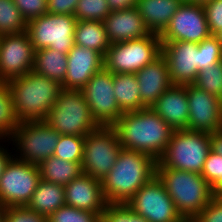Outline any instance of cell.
Segmentation results:
<instances>
[{"label":"cell","instance_id":"obj_1","mask_svg":"<svg viewBox=\"0 0 222 222\" xmlns=\"http://www.w3.org/2000/svg\"><path fill=\"white\" fill-rule=\"evenodd\" d=\"M113 127L123 149L144 153L157 162L174 131L151 107L123 113Z\"/></svg>","mask_w":222,"mask_h":222},{"label":"cell","instance_id":"obj_2","mask_svg":"<svg viewBox=\"0 0 222 222\" xmlns=\"http://www.w3.org/2000/svg\"><path fill=\"white\" fill-rule=\"evenodd\" d=\"M156 164V160L144 153L122 148L116 163L101 180L106 202L126 203L156 176Z\"/></svg>","mask_w":222,"mask_h":222},{"label":"cell","instance_id":"obj_3","mask_svg":"<svg viewBox=\"0 0 222 222\" xmlns=\"http://www.w3.org/2000/svg\"><path fill=\"white\" fill-rule=\"evenodd\" d=\"M156 176L186 222H192L215 196L210 184L199 173L156 164Z\"/></svg>","mask_w":222,"mask_h":222},{"label":"cell","instance_id":"obj_4","mask_svg":"<svg viewBox=\"0 0 222 222\" xmlns=\"http://www.w3.org/2000/svg\"><path fill=\"white\" fill-rule=\"evenodd\" d=\"M7 84L19 122L45 120L61 89L56 81L34 71L9 80Z\"/></svg>","mask_w":222,"mask_h":222},{"label":"cell","instance_id":"obj_5","mask_svg":"<svg viewBox=\"0 0 222 222\" xmlns=\"http://www.w3.org/2000/svg\"><path fill=\"white\" fill-rule=\"evenodd\" d=\"M44 121L60 135L82 137L100 126L92 117L82 91L63 88Z\"/></svg>","mask_w":222,"mask_h":222},{"label":"cell","instance_id":"obj_6","mask_svg":"<svg viewBox=\"0 0 222 222\" xmlns=\"http://www.w3.org/2000/svg\"><path fill=\"white\" fill-rule=\"evenodd\" d=\"M210 151V134L189 129L174 130L159 162L164 167L201 174Z\"/></svg>","mask_w":222,"mask_h":222},{"label":"cell","instance_id":"obj_7","mask_svg":"<svg viewBox=\"0 0 222 222\" xmlns=\"http://www.w3.org/2000/svg\"><path fill=\"white\" fill-rule=\"evenodd\" d=\"M162 54L160 35L110 44L104 55V68L113 74L137 73Z\"/></svg>","mask_w":222,"mask_h":222},{"label":"cell","instance_id":"obj_8","mask_svg":"<svg viewBox=\"0 0 222 222\" xmlns=\"http://www.w3.org/2000/svg\"><path fill=\"white\" fill-rule=\"evenodd\" d=\"M60 134L44 120L19 122L8 141H13L18 153L14 158L39 165L53 156ZM19 149V150H18ZM19 155V156H17Z\"/></svg>","mask_w":222,"mask_h":222},{"label":"cell","instance_id":"obj_9","mask_svg":"<svg viewBox=\"0 0 222 222\" xmlns=\"http://www.w3.org/2000/svg\"><path fill=\"white\" fill-rule=\"evenodd\" d=\"M122 146L113 126H99L85 136L82 172L102 180L117 161Z\"/></svg>","mask_w":222,"mask_h":222},{"label":"cell","instance_id":"obj_10","mask_svg":"<svg viewBox=\"0 0 222 222\" xmlns=\"http://www.w3.org/2000/svg\"><path fill=\"white\" fill-rule=\"evenodd\" d=\"M76 22L74 15L52 13L28 21L26 31L34 51L51 48L67 54L75 45Z\"/></svg>","mask_w":222,"mask_h":222},{"label":"cell","instance_id":"obj_11","mask_svg":"<svg viewBox=\"0 0 222 222\" xmlns=\"http://www.w3.org/2000/svg\"><path fill=\"white\" fill-rule=\"evenodd\" d=\"M40 180L38 165L12 157L0 177V207L26 206Z\"/></svg>","mask_w":222,"mask_h":222},{"label":"cell","instance_id":"obj_12","mask_svg":"<svg viewBox=\"0 0 222 222\" xmlns=\"http://www.w3.org/2000/svg\"><path fill=\"white\" fill-rule=\"evenodd\" d=\"M126 203L149 222H186L157 176L144 184Z\"/></svg>","mask_w":222,"mask_h":222},{"label":"cell","instance_id":"obj_13","mask_svg":"<svg viewBox=\"0 0 222 222\" xmlns=\"http://www.w3.org/2000/svg\"><path fill=\"white\" fill-rule=\"evenodd\" d=\"M113 88V73L103 67L81 89L92 117L100 126H113L123 114Z\"/></svg>","mask_w":222,"mask_h":222},{"label":"cell","instance_id":"obj_14","mask_svg":"<svg viewBox=\"0 0 222 222\" xmlns=\"http://www.w3.org/2000/svg\"><path fill=\"white\" fill-rule=\"evenodd\" d=\"M34 48L27 31L0 36V81L8 82L31 72Z\"/></svg>","mask_w":222,"mask_h":222},{"label":"cell","instance_id":"obj_15","mask_svg":"<svg viewBox=\"0 0 222 222\" xmlns=\"http://www.w3.org/2000/svg\"><path fill=\"white\" fill-rule=\"evenodd\" d=\"M210 35L203 4L183 2L160 35V39L198 44Z\"/></svg>","mask_w":222,"mask_h":222},{"label":"cell","instance_id":"obj_16","mask_svg":"<svg viewBox=\"0 0 222 222\" xmlns=\"http://www.w3.org/2000/svg\"><path fill=\"white\" fill-rule=\"evenodd\" d=\"M189 117L187 129L213 134L222 130V104L212 95L193 84H187Z\"/></svg>","mask_w":222,"mask_h":222},{"label":"cell","instance_id":"obj_17","mask_svg":"<svg viewBox=\"0 0 222 222\" xmlns=\"http://www.w3.org/2000/svg\"><path fill=\"white\" fill-rule=\"evenodd\" d=\"M173 85L193 84L199 72V50L195 42L161 41Z\"/></svg>","mask_w":222,"mask_h":222},{"label":"cell","instance_id":"obj_18","mask_svg":"<svg viewBox=\"0 0 222 222\" xmlns=\"http://www.w3.org/2000/svg\"><path fill=\"white\" fill-rule=\"evenodd\" d=\"M104 67V57L97 51L74 45L67 53V73L63 89L81 90Z\"/></svg>","mask_w":222,"mask_h":222},{"label":"cell","instance_id":"obj_19","mask_svg":"<svg viewBox=\"0 0 222 222\" xmlns=\"http://www.w3.org/2000/svg\"><path fill=\"white\" fill-rule=\"evenodd\" d=\"M66 205L92 213L102 214L107 202L102 182L82 173L64 186Z\"/></svg>","mask_w":222,"mask_h":222},{"label":"cell","instance_id":"obj_20","mask_svg":"<svg viewBox=\"0 0 222 222\" xmlns=\"http://www.w3.org/2000/svg\"><path fill=\"white\" fill-rule=\"evenodd\" d=\"M110 44L150 35L137 7L113 10L103 20Z\"/></svg>","mask_w":222,"mask_h":222},{"label":"cell","instance_id":"obj_21","mask_svg":"<svg viewBox=\"0 0 222 222\" xmlns=\"http://www.w3.org/2000/svg\"><path fill=\"white\" fill-rule=\"evenodd\" d=\"M135 75L140 87L141 104L144 107H151L173 85L167 61L162 54Z\"/></svg>","mask_w":222,"mask_h":222},{"label":"cell","instance_id":"obj_22","mask_svg":"<svg viewBox=\"0 0 222 222\" xmlns=\"http://www.w3.org/2000/svg\"><path fill=\"white\" fill-rule=\"evenodd\" d=\"M173 130L187 129L189 102L187 85H172L151 106Z\"/></svg>","mask_w":222,"mask_h":222},{"label":"cell","instance_id":"obj_23","mask_svg":"<svg viewBox=\"0 0 222 222\" xmlns=\"http://www.w3.org/2000/svg\"><path fill=\"white\" fill-rule=\"evenodd\" d=\"M181 4L180 0H138L136 7L150 33L161 35Z\"/></svg>","mask_w":222,"mask_h":222},{"label":"cell","instance_id":"obj_24","mask_svg":"<svg viewBox=\"0 0 222 222\" xmlns=\"http://www.w3.org/2000/svg\"><path fill=\"white\" fill-rule=\"evenodd\" d=\"M66 205L64 186L40 180L26 207L48 218Z\"/></svg>","mask_w":222,"mask_h":222},{"label":"cell","instance_id":"obj_25","mask_svg":"<svg viewBox=\"0 0 222 222\" xmlns=\"http://www.w3.org/2000/svg\"><path fill=\"white\" fill-rule=\"evenodd\" d=\"M32 71L61 85L67 73V54L51 48L35 51Z\"/></svg>","mask_w":222,"mask_h":222},{"label":"cell","instance_id":"obj_26","mask_svg":"<svg viewBox=\"0 0 222 222\" xmlns=\"http://www.w3.org/2000/svg\"><path fill=\"white\" fill-rule=\"evenodd\" d=\"M114 93L122 113L144 108L141 104L139 84L135 73L113 74Z\"/></svg>","mask_w":222,"mask_h":222},{"label":"cell","instance_id":"obj_27","mask_svg":"<svg viewBox=\"0 0 222 222\" xmlns=\"http://www.w3.org/2000/svg\"><path fill=\"white\" fill-rule=\"evenodd\" d=\"M74 43L77 46L93 49L103 57L110 46L103 22L94 20H77L74 31Z\"/></svg>","mask_w":222,"mask_h":222},{"label":"cell","instance_id":"obj_28","mask_svg":"<svg viewBox=\"0 0 222 222\" xmlns=\"http://www.w3.org/2000/svg\"><path fill=\"white\" fill-rule=\"evenodd\" d=\"M38 167L42 180L62 186L83 173L81 163L69 162L55 156L45 159Z\"/></svg>","mask_w":222,"mask_h":222},{"label":"cell","instance_id":"obj_29","mask_svg":"<svg viewBox=\"0 0 222 222\" xmlns=\"http://www.w3.org/2000/svg\"><path fill=\"white\" fill-rule=\"evenodd\" d=\"M18 124L10 88L7 82L0 81V140L8 139Z\"/></svg>","mask_w":222,"mask_h":222},{"label":"cell","instance_id":"obj_30","mask_svg":"<svg viewBox=\"0 0 222 222\" xmlns=\"http://www.w3.org/2000/svg\"><path fill=\"white\" fill-rule=\"evenodd\" d=\"M27 30V22L13 0H0V36Z\"/></svg>","mask_w":222,"mask_h":222},{"label":"cell","instance_id":"obj_31","mask_svg":"<svg viewBox=\"0 0 222 222\" xmlns=\"http://www.w3.org/2000/svg\"><path fill=\"white\" fill-rule=\"evenodd\" d=\"M85 137L76 135H60L53 156L69 161L81 163L83 158Z\"/></svg>","mask_w":222,"mask_h":222},{"label":"cell","instance_id":"obj_32","mask_svg":"<svg viewBox=\"0 0 222 222\" xmlns=\"http://www.w3.org/2000/svg\"><path fill=\"white\" fill-rule=\"evenodd\" d=\"M110 12L107 0H79L74 16L79 21L103 22Z\"/></svg>","mask_w":222,"mask_h":222},{"label":"cell","instance_id":"obj_33","mask_svg":"<svg viewBox=\"0 0 222 222\" xmlns=\"http://www.w3.org/2000/svg\"><path fill=\"white\" fill-rule=\"evenodd\" d=\"M193 85L220 97L222 93V62L200 70Z\"/></svg>","mask_w":222,"mask_h":222},{"label":"cell","instance_id":"obj_34","mask_svg":"<svg viewBox=\"0 0 222 222\" xmlns=\"http://www.w3.org/2000/svg\"><path fill=\"white\" fill-rule=\"evenodd\" d=\"M101 222H149L137 214L127 203H107L102 214Z\"/></svg>","mask_w":222,"mask_h":222},{"label":"cell","instance_id":"obj_35","mask_svg":"<svg viewBox=\"0 0 222 222\" xmlns=\"http://www.w3.org/2000/svg\"><path fill=\"white\" fill-rule=\"evenodd\" d=\"M215 195H222V156L210 151L201 172Z\"/></svg>","mask_w":222,"mask_h":222},{"label":"cell","instance_id":"obj_36","mask_svg":"<svg viewBox=\"0 0 222 222\" xmlns=\"http://www.w3.org/2000/svg\"><path fill=\"white\" fill-rule=\"evenodd\" d=\"M47 222H101V214L64 205L52 213Z\"/></svg>","mask_w":222,"mask_h":222},{"label":"cell","instance_id":"obj_37","mask_svg":"<svg viewBox=\"0 0 222 222\" xmlns=\"http://www.w3.org/2000/svg\"><path fill=\"white\" fill-rule=\"evenodd\" d=\"M199 71L222 62V46L214 35L198 43Z\"/></svg>","mask_w":222,"mask_h":222},{"label":"cell","instance_id":"obj_38","mask_svg":"<svg viewBox=\"0 0 222 222\" xmlns=\"http://www.w3.org/2000/svg\"><path fill=\"white\" fill-rule=\"evenodd\" d=\"M4 222H47V218L26 206L4 208Z\"/></svg>","mask_w":222,"mask_h":222},{"label":"cell","instance_id":"obj_39","mask_svg":"<svg viewBox=\"0 0 222 222\" xmlns=\"http://www.w3.org/2000/svg\"><path fill=\"white\" fill-rule=\"evenodd\" d=\"M26 22L47 14V0H13Z\"/></svg>","mask_w":222,"mask_h":222},{"label":"cell","instance_id":"obj_40","mask_svg":"<svg viewBox=\"0 0 222 222\" xmlns=\"http://www.w3.org/2000/svg\"><path fill=\"white\" fill-rule=\"evenodd\" d=\"M211 35L222 29V0H210L203 4Z\"/></svg>","mask_w":222,"mask_h":222},{"label":"cell","instance_id":"obj_41","mask_svg":"<svg viewBox=\"0 0 222 222\" xmlns=\"http://www.w3.org/2000/svg\"><path fill=\"white\" fill-rule=\"evenodd\" d=\"M192 222H222V195H215Z\"/></svg>","mask_w":222,"mask_h":222},{"label":"cell","instance_id":"obj_42","mask_svg":"<svg viewBox=\"0 0 222 222\" xmlns=\"http://www.w3.org/2000/svg\"><path fill=\"white\" fill-rule=\"evenodd\" d=\"M79 0H47V12L74 15Z\"/></svg>","mask_w":222,"mask_h":222},{"label":"cell","instance_id":"obj_43","mask_svg":"<svg viewBox=\"0 0 222 222\" xmlns=\"http://www.w3.org/2000/svg\"><path fill=\"white\" fill-rule=\"evenodd\" d=\"M107 1L111 11L133 8L138 3V0H107Z\"/></svg>","mask_w":222,"mask_h":222},{"label":"cell","instance_id":"obj_44","mask_svg":"<svg viewBox=\"0 0 222 222\" xmlns=\"http://www.w3.org/2000/svg\"><path fill=\"white\" fill-rule=\"evenodd\" d=\"M211 151L222 156V130L210 134Z\"/></svg>","mask_w":222,"mask_h":222},{"label":"cell","instance_id":"obj_45","mask_svg":"<svg viewBox=\"0 0 222 222\" xmlns=\"http://www.w3.org/2000/svg\"><path fill=\"white\" fill-rule=\"evenodd\" d=\"M13 157L7 149H4L0 146V177L2 176L4 169L9 162V160Z\"/></svg>","mask_w":222,"mask_h":222},{"label":"cell","instance_id":"obj_46","mask_svg":"<svg viewBox=\"0 0 222 222\" xmlns=\"http://www.w3.org/2000/svg\"><path fill=\"white\" fill-rule=\"evenodd\" d=\"M214 36L217 38L219 44L222 46V29L216 32Z\"/></svg>","mask_w":222,"mask_h":222},{"label":"cell","instance_id":"obj_47","mask_svg":"<svg viewBox=\"0 0 222 222\" xmlns=\"http://www.w3.org/2000/svg\"><path fill=\"white\" fill-rule=\"evenodd\" d=\"M0 222H4V208L0 207Z\"/></svg>","mask_w":222,"mask_h":222},{"label":"cell","instance_id":"obj_48","mask_svg":"<svg viewBox=\"0 0 222 222\" xmlns=\"http://www.w3.org/2000/svg\"><path fill=\"white\" fill-rule=\"evenodd\" d=\"M210 0H193V3H197V4H204L206 2H208Z\"/></svg>","mask_w":222,"mask_h":222},{"label":"cell","instance_id":"obj_49","mask_svg":"<svg viewBox=\"0 0 222 222\" xmlns=\"http://www.w3.org/2000/svg\"><path fill=\"white\" fill-rule=\"evenodd\" d=\"M182 3L183 2H191V3H193V0H180Z\"/></svg>","mask_w":222,"mask_h":222},{"label":"cell","instance_id":"obj_50","mask_svg":"<svg viewBox=\"0 0 222 222\" xmlns=\"http://www.w3.org/2000/svg\"><path fill=\"white\" fill-rule=\"evenodd\" d=\"M219 99H220L221 104H222V93H221V95H220Z\"/></svg>","mask_w":222,"mask_h":222}]
</instances>
